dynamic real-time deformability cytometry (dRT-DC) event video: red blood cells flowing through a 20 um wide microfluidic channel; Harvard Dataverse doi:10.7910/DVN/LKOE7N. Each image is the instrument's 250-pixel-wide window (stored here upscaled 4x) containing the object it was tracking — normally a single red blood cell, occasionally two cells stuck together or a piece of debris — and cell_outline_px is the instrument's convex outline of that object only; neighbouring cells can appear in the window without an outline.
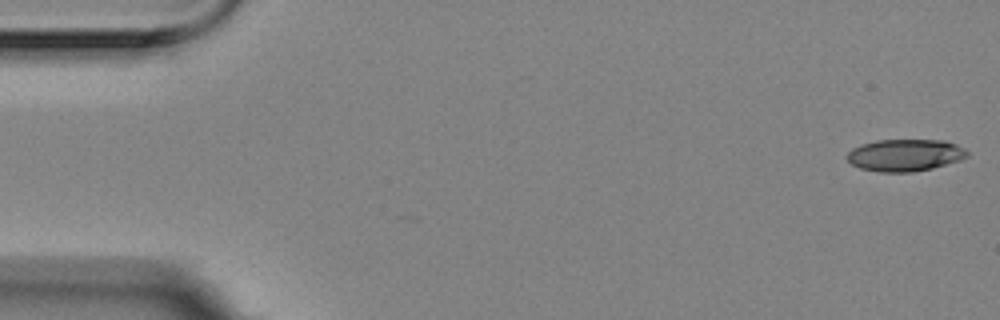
{"species": "Egyptian fruit bat (a non-hibernating species)", "species_latin": "Rousettus aegyptiacus", "temperature_condition": "room temperature", "stored_images_in_passage": 6, "segment_of_instrument_passage": [1, 2], "camera_frame_rate_fps": 3000, "um_per_image_px": 0.085, "animal": {"sex": "female"}, "frame": {"image": 1, "passage_image": 1, "time_ms": 0.0, "image_size_px": [1000, 320], "cell_outline_px": [[968, 156], [960, 160], [932, 168], [912, 172], [880, 172], [860, 168], [852, 164], [844, 156], [852, 148], [860, 144], [876, 140], [944, 140], [956, 144], [964, 148], [968, 152]], "centroid_in_image_um": [76.9, 13.18], "position_along_channel_um": 8.1, "area_um2": 22.54}}
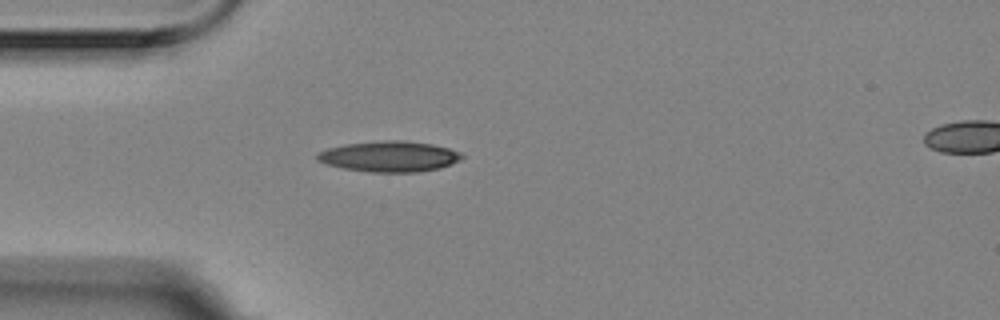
{"frame": {"image": 2, "passage_image": 5, "time_ms": 1.333, "image_size_px": [1000, 320], "cell_outline_px": [[464, 156], [460, 160], [452, 164], [440, 168], [416, 172], [368, 172], [344, 168], [328, 164], [316, 160], [316, 152], [328, 148], [344, 144], [384, 140], [400, 140], [432, 144], [448, 148], [460, 152]], "centroid_in_image_um": [33.09, 13.29], "position_along_channel_um": 51.9, "area_um2": 25.89}}